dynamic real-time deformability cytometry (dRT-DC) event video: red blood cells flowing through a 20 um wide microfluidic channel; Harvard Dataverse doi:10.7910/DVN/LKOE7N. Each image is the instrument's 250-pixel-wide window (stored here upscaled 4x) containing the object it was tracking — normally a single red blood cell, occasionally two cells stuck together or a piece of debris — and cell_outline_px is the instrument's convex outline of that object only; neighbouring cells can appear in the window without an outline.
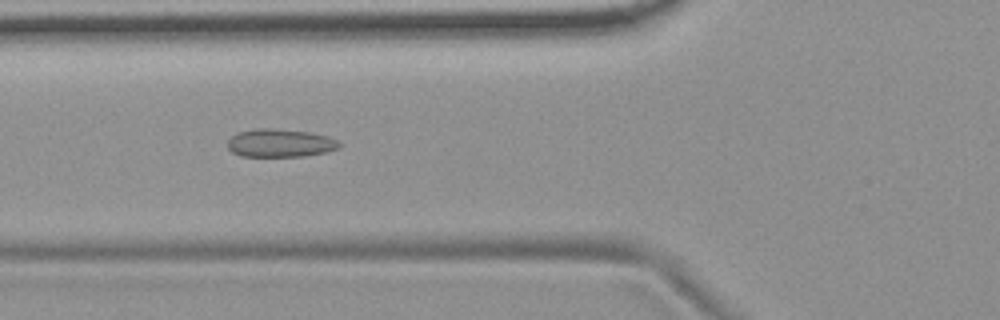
{"species": "common noctule bat (a hibernating species)", "species_latin": "Nyctalus noctula", "temperature_condition": "room temperature", "stored_images_in_passage": 42, "camera_frame_rate_fps": 3000, "um_per_image_px": 0.085, "animal": {"sex": "female", "body_mass_g": 19.9}, "frame": {"image": 1, "passage_image": 8, "time_ms": 2.333, "image_size_px": [1000, 320], "cell_outline_px": [[340, 148], [324, 152], [304, 156], [240, 156], [232, 152], [228, 148], [228, 140], [236, 132], [256, 128], [272, 128], [308, 132], [328, 136], [336, 140], [340, 144]], "centroid_in_image_um": [23.77, 12.15], "position_along_channel_um": 102.0, "area_um2": 18.26}}
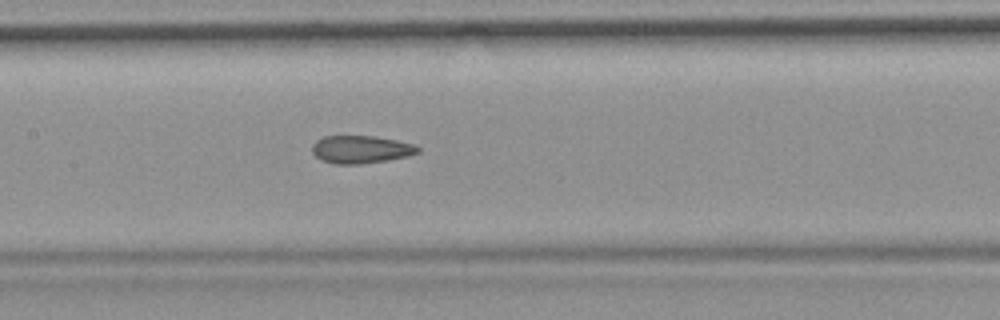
{"frame": {"image": 2, "passage_image": 14, "time_ms": 4.333, "image_size_px": [1000, 320], "cell_outline_px": [[420, 152], [408, 156], [388, 160], [360, 164], [332, 164], [316, 156], [312, 152], [312, 144], [316, 140], [324, 136], [376, 136], [416, 144], [420, 148]], "centroid_in_image_um": [30.7, 12.7], "position_along_channel_um": 176.7, "area_um2": 17.22}}
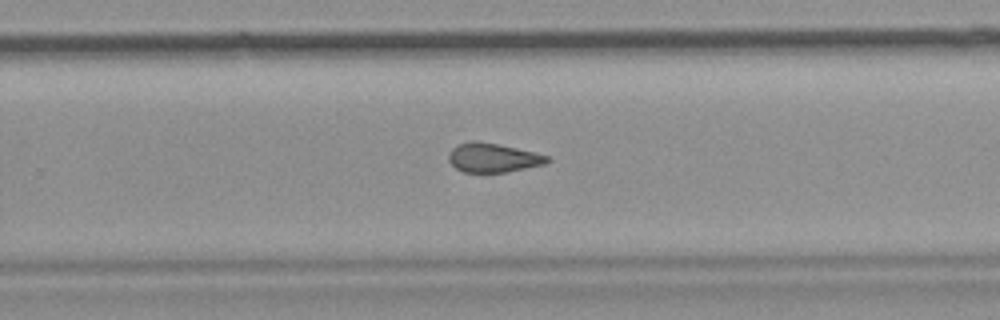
{"frame": {"image": 3, "passage_image": 23, "time_ms": 7.333, "image_size_px": [1000, 320], "cell_outline_px": [[552, 160], [544, 164], [504, 172], [464, 172], [456, 168], [448, 160], [448, 152], [456, 144], [472, 140], [476, 140], [516, 148], [552, 156]], "centroid_in_image_um": [41.89, 13.39], "position_along_channel_um": 287.9, "area_um2": 16.76}, "authors_computed_cell_mechanics": {"area_um2": 17.629, "velocity_mm_per_s": 3.7168, "shape_relaxation_time_tau1_ms": null, "shape_relaxation_time_tau2_ms": 3.0105, "deformation_change_tau1": null, "deformation_change_tau2": 0.0915}}